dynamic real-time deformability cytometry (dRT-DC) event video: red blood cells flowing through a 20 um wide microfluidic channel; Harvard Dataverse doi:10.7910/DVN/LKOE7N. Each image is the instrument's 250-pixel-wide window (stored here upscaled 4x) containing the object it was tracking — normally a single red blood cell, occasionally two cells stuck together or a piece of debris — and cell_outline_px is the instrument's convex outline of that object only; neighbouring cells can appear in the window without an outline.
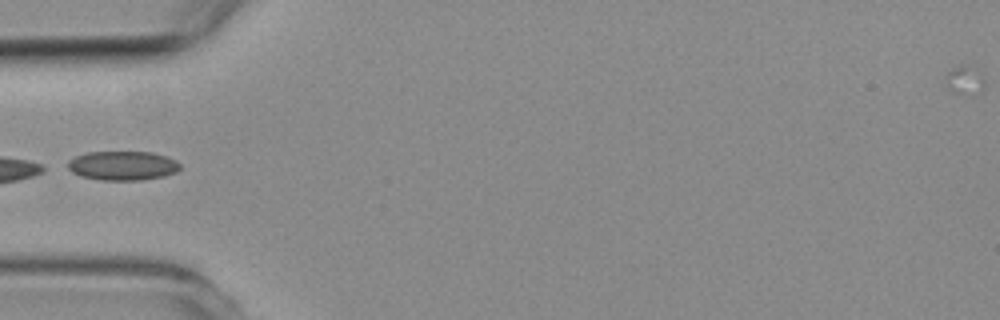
{"species": "common noctule bat (a hibernating species)", "species_latin": "Nyctalus noctula", "temperature_condition": "room temperature", "stored_images_in_passage": 4, "camera_frame_rate_fps": 3000, "um_per_image_px": 0.085, "animal": {"sex": "female", "body_mass_g": 19.3, "forearm_length_mm": 54.1}, "frame": {"image": 1, "passage_image": 4, "time_ms": 4.0, "image_size_px": [1000, 320], "cell_outline_px": [[180, 168], [176, 172], [164, 176], [140, 180], [100, 180], [80, 176], [72, 172], [68, 168], [68, 160], [76, 156], [88, 152], [152, 152], [168, 156], [176, 160], [180, 164]], "centroid_in_image_um": [10.44, 14.08], "position_along_channel_um": 74.6, "area_um2": 19.19}}